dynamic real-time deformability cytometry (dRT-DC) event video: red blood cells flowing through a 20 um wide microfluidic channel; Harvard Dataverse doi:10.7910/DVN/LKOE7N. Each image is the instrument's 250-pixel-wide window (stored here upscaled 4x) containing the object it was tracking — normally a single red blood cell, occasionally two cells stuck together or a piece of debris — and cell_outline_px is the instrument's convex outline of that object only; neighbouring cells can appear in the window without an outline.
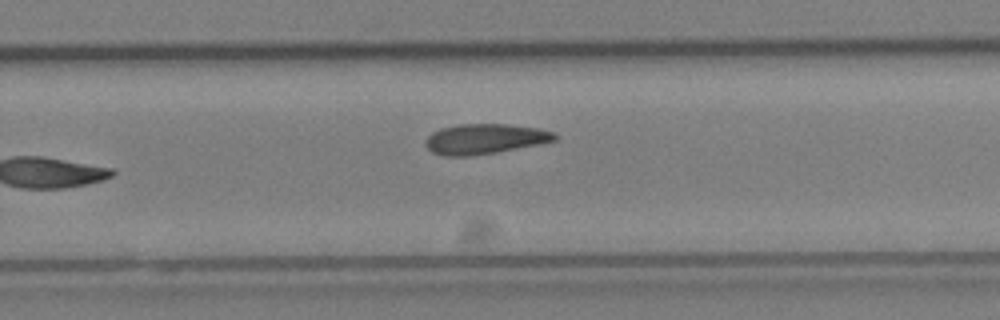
{"species": "Egyptian fruit bat (a non-hibernating species)", "species_latin": "Rousettus aegyptiacus", "temperature_condition": "cold", "stored_images_in_passage": 16, "camera_frame_rate_fps": 3000, "um_per_image_px": 0.085, "animal": {"sex": "female"}, "frame": {"image": 1, "passage_image": 16, "time_ms": 5.0, "image_size_px": [1000, 320], "cell_outline_px": [[560, 136], [556, 140], [540, 144], [496, 152], [468, 156], [440, 156], [432, 152], [424, 144], [428, 136], [432, 132], [440, 128], [460, 124], [508, 124], [536, 128], [556, 132]], "centroid_in_image_um": [41.22, 11.81], "position_along_channel_um": 288.6, "area_um2": 22.83}}